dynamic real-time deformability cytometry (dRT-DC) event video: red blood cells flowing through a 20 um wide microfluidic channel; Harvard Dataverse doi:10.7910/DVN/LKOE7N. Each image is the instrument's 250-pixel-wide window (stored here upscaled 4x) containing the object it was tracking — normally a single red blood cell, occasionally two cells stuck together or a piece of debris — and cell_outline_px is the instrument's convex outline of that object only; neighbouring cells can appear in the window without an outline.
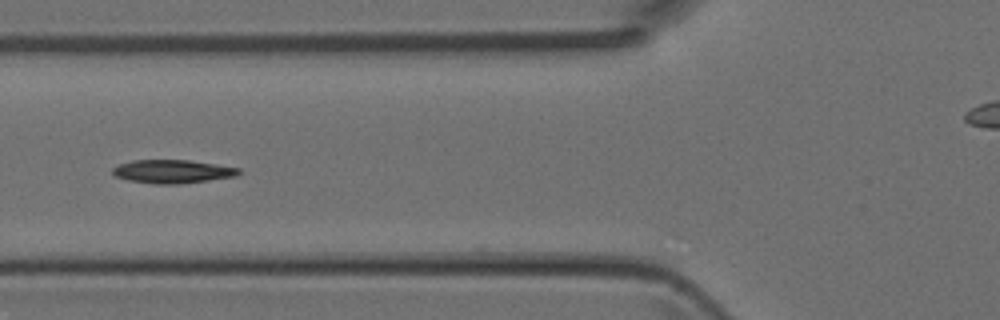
{"species": "Egyptian fruit bat (a non-hibernating species)", "species_latin": "Rousettus aegyptiacus", "temperature_condition": "room temperature", "stored_images_in_passage": 7, "camera_frame_rate_fps": 3000, "um_per_image_px": 0.085, "animal": {"sex": "female"}, "frame": {"image": 1, "passage_image": 6, "time_ms": 1.667, "image_size_px": [1000, 320], "cell_outline_px": [[240, 172], [236, 176], [180, 184], [156, 184], [128, 180], [116, 176], [112, 172], [112, 168], [120, 164], [132, 160], [188, 160], [240, 168]], "centroid_in_image_um": [14.65, 14.57], "position_along_channel_um": 111.2, "area_um2": 17.05}}
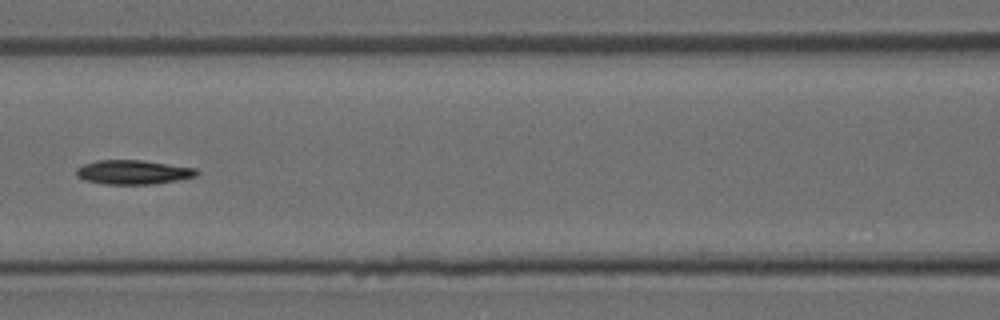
{"frame": {"image": 2, "passage_image": 7, "time_ms": 2.0, "image_size_px": [1000, 320], "cell_outline_px": [[200, 172], [196, 176], [156, 184], [104, 184], [84, 180], [76, 176], [76, 168], [84, 164], [96, 160], [144, 160], [196, 168]], "centroid_in_image_um": [11.31, 14.63], "position_along_channel_um": 155.3, "area_um2": 17.11}}